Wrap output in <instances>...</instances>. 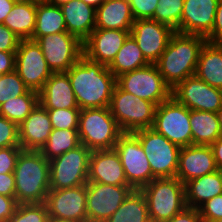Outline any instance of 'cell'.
Masks as SVG:
<instances>
[{
    "label": "cell",
    "mask_w": 222,
    "mask_h": 222,
    "mask_svg": "<svg viewBox=\"0 0 222 222\" xmlns=\"http://www.w3.org/2000/svg\"><path fill=\"white\" fill-rule=\"evenodd\" d=\"M17 0H0V23L3 24L5 18L11 12Z\"/></svg>",
    "instance_id": "f907efd6"
},
{
    "label": "cell",
    "mask_w": 222,
    "mask_h": 222,
    "mask_svg": "<svg viewBox=\"0 0 222 222\" xmlns=\"http://www.w3.org/2000/svg\"><path fill=\"white\" fill-rule=\"evenodd\" d=\"M206 39L212 44H222V0L218 2L213 29Z\"/></svg>",
    "instance_id": "ee69618b"
},
{
    "label": "cell",
    "mask_w": 222,
    "mask_h": 222,
    "mask_svg": "<svg viewBox=\"0 0 222 222\" xmlns=\"http://www.w3.org/2000/svg\"><path fill=\"white\" fill-rule=\"evenodd\" d=\"M134 189L130 185L87 182L86 212L88 222H105Z\"/></svg>",
    "instance_id": "9a60e30c"
},
{
    "label": "cell",
    "mask_w": 222,
    "mask_h": 222,
    "mask_svg": "<svg viewBox=\"0 0 222 222\" xmlns=\"http://www.w3.org/2000/svg\"><path fill=\"white\" fill-rule=\"evenodd\" d=\"M79 145L78 129H53L40 152L50 161Z\"/></svg>",
    "instance_id": "d6a6232c"
},
{
    "label": "cell",
    "mask_w": 222,
    "mask_h": 222,
    "mask_svg": "<svg viewBox=\"0 0 222 222\" xmlns=\"http://www.w3.org/2000/svg\"><path fill=\"white\" fill-rule=\"evenodd\" d=\"M129 35L125 30L95 29L83 42V56L108 67Z\"/></svg>",
    "instance_id": "ac0fdd59"
},
{
    "label": "cell",
    "mask_w": 222,
    "mask_h": 222,
    "mask_svg": "<svg viewBox=\"0 0 222 222\" xmlns=\"http://www.w3.org/2000/svg\"><path fill=\"white\" fill-rule=\"evenodd\" d=\"M149 64L138 47L137 42L130 34L112 63L108 66V69L117 78L124 73L145 67Z\"/></svg>",
    "instance_id": "4dcf8cb0"
},
{
    "label": "cell",
    "mask_w": 222,
    "mask_h": 222,
    "mask_svg": "<svg viewBox=\"0 0 222 222\" xmlns=\"http://www.w3.org/2000/svg\"><path fill=\"white\" fill-rule=\"evenodd\" d=\"M88 182L129 185L115 149L93 150L89 159Z\"/></svg>",
    "instance_id": "44dd1931"
},
{
    "label": "cell",
    "mask_w": 222,
    "mask_h": 222,
    "mask_svg": "<svg viewBox=\"0 0 222 222\" xmlns=\"http://www.w3.org/2000/svg\"><path fill=\"white\" fill-rule=\"evenodd\" d=\"M174 32L169 25L147 19L135 20L130 34L137 42L145 59L150 64H155L165 51L169 39Z\"/></svg>",
    "instance_id": "e0dca14e"
},
{
    "label": "cell",
    "mask_w": 222,
    "mask_h": 222,
    "mask_svg": "<svg viewBox=\"0 0 222 222\" xmlns=\"http://www.w3.org/2000/svg\"><path fill=\"white\" fill-rule=\"evenodd\" d=\"M219 0H184L180 33L207 37L213 29Z\"/></svg>",
    "instance_id": "ffe728a7"
},
{
    "label": "cell",
    "mask_w": 222,
    "mask_h": 222,
    "mask_svg": "<svg viewBox=\"0 0 222 222\" xmlns=\"http://www.w3.org/2000/svg\"><path fill=\"white\" fill-rule=\"evenodd\" d=\"M0 195L15 198V180L13 173L0 174Z\"/></svg>",
    "instance_id": "7dc6e473"
},
{
    "label": "cell",
    "mask_w": 222,
    "mask_h": 222,
    "mask_svg": "<svg viewBox=\"0 0 222 222\" xmlns=\"http://www.w3.org/2000/svg\"><path fill=\"white\" fill-rule=\"evenodd\" d=\"M222 194V170L203 175L185 184L186 205L199 209L211 198Z\"/></svg>",
    "instance_id": "484cf974"
},
{
    "label": "cell",
    "mask_w": 222,
    "mask_h": 222,
    "mask_svg": "<svg viewBox=\"0 0 222 222\" xmlns=\"http://www.w3.org/2000/svg\"><path fill=\"white\" fill-rule=\"evenodd\" d=\"M171 96L190 110L216 113L222 107V89L208 85L196 75L178 83Z\"/></svg>",
    "instance_id": "2e32d148"
},
{
    "label": "cell",
    "mask_w": 222,
    "mask_h": 222,
    "mask_svg": "<svg viewBox=\"0 0 222 222\" xmlns=\"http://www.w3.org/2000/svg\"><path fill=\"white\" fill-rule=\"evenodd\" d=\"M134 21L129 0L105 1L96 9L95 29L131 32Z\"/></svg>",
    "instance_id": "d4e9b609"
},
{
    "label": "cell",
    "mask_w": 222,
    "mask_h": 222,
    "mask_svg": "<svg viewBox=\"0 0 222 222\" xmlns=\"http://www.w3.org/2000/svg\"><path fill=\"white\" fill-rule=\"evenodd\" d=\"M123 131L109 107L81 109L78 122L80 144L91 151L114 149Z\"/></svg>",
    "instance_id": "5b68a950"
},
{
    "label": "cell",
    "mask_w": 222,
    "mask_h": 222,
    "mask_svg": "<svg viewBox=\"0 0 222 222\" xmlns=\"http://www.w3.org/2000/svg\"><path fill=\"white\" fill-rule=\"evenodd\" d=\"M152 128L180 148L192 145L190 109L172 96L156 107Z\"/></svg>",
    "instance_id": "9c48e42d"
},
{
    "label": "cell",
    "mask_w": 222,
    "mask_h": 222,
    "mask_svg": "<svg viewBox=\"0 0 222 222\" xmlns=\"http://www.w3.org/2000/svg\"><path fill=\"white\" fill-rule=\"evenodd\" d=\"M184 0H158L153 20L169 25L180 33V21L183 12Z\"/></svg>",
    "instance_id": "e575fe53"
},
{
    "label": "cell",
    "mask_w": 222,
    "mask_h": 222,
    "mask_svg": "<svg viewBox=\"0 0 222 222\" xmlns=\"http://www.w3.org/2000/svg\"><path fill=\"white\" fill-rule=\"evenodd\" d=\"M116 84L122 90L157 106L171 97L172 89L165 83L156 64L120 75L116 78Z\"/></svg>",
    "instance_id": "30bf717a"
},
{
    "label": "cell",
    "mask_w": 222,
    "mask_h": 222,
    "mask_svg": "<svg viewBox=\"0 0 222 222\" xmlns=\"http://www.w3.org/2000/svg\"><path fill=\"white\" fill-rule=\"evenodd\" d=\"M45 203L18 204L13 216L7 222H49Z\"/></svg>",
    "instance_id": "d590c367"
},
{
    "label": "cell",
    "mask_w": 222,
    "mask_h": 222,
    "mask_svg": "<svg viewBox=\"0 0 222 222\" xmlns=\"http://www.w3.org/2000/svg\"><path fill=\"white\" fill-rule=\"evenodd\" d=\"M15 53L0 51V75L15 70Z\"/></svg>",
    "instance_id": "c3c4849f"
},
{
    "label": "cell",
    "mask_w": 222,
    "mask_h": 222,
    "mask_svg": "<svg viewBox=\"0 0 222 222\" xmlns=\"http://www.w3.org/2000/svg\"><path fill=\"white\" fill-rule=\"evenodd\" d=\"M36 42L53 73L67 72L83 56V42L67 31L39 37Z\"/></svg>",
    "instance_id": "7c38bea8"
},
{
    "label": "cell",
    "mask_w": 222,
    "mask_h": 222,
    "mask_svg": "<svg viewBox=\"0 0 222 222\" xmlns=\"http://www.w3.org/2000/svg\"><path fill=\"white\" fill-rule=\"evenodd\" d=\"M217 170L211 146L192 144L180 149L176 178L184 185Z\"/></svg>",
    "instance_id": "d6986e66"
},
{
    "label": "cell",
    "mask_w": 222,
    "mask_h": 222,
    "mask_svg": "<svg viewBox=\"0 0 222 222\" xmlns=\"http://www.w3.org/2000/svg\"><path fill=\"white\" fill-rule=\"evenodd\" d=\"M17 206L15 198L0 195V222H7L13 216Z\"/></svg>",
    "instance_id": "f6af8a7d"
},
{
    "label": "cell",
    "mask_w": 222,
    "mask_h": 222,
    "mask_svg": "<svg viewBox=\"0 0 222 222\" xmlns=\"http://www.w3.org/2000/svg\"><path fill=\"white\" fill-rule=\"evenodd\" d=\"M29 90L15 70L0 75V105L17 96L26 94Z\"/></svg>",
    "instance_id": "8d00e7d4"
},
{
    "label": "cell",
    "mask_w": 222,
    "mask_h": 222,
    "mask_svg": "<svg viewBox=\"0 0 222 222\" xmlns=\"http://www.w3.org/2000/svg\"><path fill=\"white\" fill-rule=\"evenodd\" d=\"M13 174L18 204L45 203L50 190V164L40 151L22 150Z\"/></svg>",
    "instance_id": "3957f363"
},
{
    "label": "cell",
    "mask_w": 222,
    "mask_h": 222,
    "mask_svg": "<svg viewBox=\"0 0 222 222\" xmlns=\"http://www.w3.org/2000/svg\"><path fill=\"white\" fill-rule=\"evenodd\" d=\"M80 108L47 109L53 129H78Z\"/></svg>",
    "instance_id": "74e56055"
},
{
    "label": "cell",
    "mask_w": 222,
    "mask_h": 222,
    "mask_svg": "<svg viewBox=\"0 0 222 222\" xmlns=\"http://www.w3.org/2000/svg\"><path fill=\"white\" fill-rule=\"evenodd\" d=\"M157 105L114 87L109 109L123 133L152 128Z\"/></svg>",
    "instance_id": "8992f818"
},
{
    "label": "cell",
    "mask_w": 222,
    "mask_h": 222,
    "mask_svg": "<svg viewBox=\"0 0 222 222\" xmlns=\"http://www.w3.org/2000/svg\"><path fill=\"white\" fill-rule=\"evenodd\" d=\"M91 150L80 144L49 161L50 189H65L87 184Z\"/></svg>",
    "instance_id": "ba28073f"
},
{
    "label": "cell",
    "mask_w": 222,
    "mask_h": 222,
    "mask_svg": "<svg viewBox=\"0 0 222 222\" xmlns=\"http://www.w3.org/2000/svg\"><path fill=\"white\" fill-rule=\"evenodd\" d=\"M195 75L208 85L222 89V44L205 43Z\"/></svg>",
    "instance_id": "83f0119b"
},
{
    "label": "cell",
    "mask_w": 222,
    "mask_h": 222,
    "mask_svg": "<svg viewBox=\"0 0 222 222\" xmlns=\"http://www.w3.org/2000/svg\"><path fill=\"white\" fill-rule=\"evenodd\" d=\"M19 42L20 39L4 24L0 23V51L16 52Z\"/></svg>",
    "instance_id": "7bdbcfd3"
},
{
    "label": "cell",
    "mask_w": 222,
    "mask_h": 222,
    "mask_svg": "<svg viewBox=\"0 0 222 222\" xmlns=\"http://www.w3.org/2000/svg\"><path fill=\"white\" fill-rule=\"evenodd\" d=\"M60 8L67 32L84 42L95 30L96 9L82 0H71Z\"/></svg>",
    "instance_id": "cb8c5ba5"
},
{
    "label": "cell",
    "mask_w": 222,
    "mask_h": 222,
    "mask_svg": "<svg viewBox=\"0 0 222 222\" xmlns=\"http://www.w3.org/2000/svg\"><path fill=\"white\" fill-rule=\"evenodd\" d=\"M214 222H222V218H221V219H218V220H216V221H214Z\"/></svg>",
    "instance_id": "11a10c76"
},
{
    "label": "cell",
    "mask_w": 222,
    "mask_h": 222,
    "mask_svg": "<svg viewBox=\"0 0 222 222\" xmlns=\"http://www.w3.org/2000/svg\"><path fill=\"white\" fill-rule=\"evenodd\" d=\"M202 222H214L222 218V194L217 195L207 202H205L200 208Z\"/></svg>",
    "instance_id": "ab89813d"
},
{
    "label": "cell",
    "mask_w": 222,
    "mask_h": 222,
    "mask_svg": "<svg viewBox=\"0 0 222 222\" xmlns=\"http://www.w3.org/2000/svg\"><path fill=\"white\" fill-rule=\"evenodd\" d=\"M82 1L94 7L95 9H97L99 5L103 2V0H82Z\"/></svg>",
    "instance_id": "816d5d0a"
},
{
    "label": "cell",
    "mask_w": 222,
    "mask_h": 222,
    "mask_svg": "<svg viewBox=\"0 0 222 222\" xmlns=\"http://www.w3.org/2000/svg\"><path fill=\"white\" fill-rule=\"evenodd\" d=\"M151 222L170 220L186 205L185 185L176 177L155 178L142 187Z\"/></svg>",
    "instance_id": "277c9868"
},
{
    "label": "cell",
    "mask_w": 222,
    "mask_h": 222,
    "mask_svg": "<svg viewBox=\"0 0 222 222\" xmlns=\"http://www.w3.org/2000/svg\"><path fill=\"white\" fill-rule=\"evenodd\" d=\"M66 31L60 6L37 0L35 29L31 39L36 41L39 37Z\"/></svg>",
    "instance_id": "f546056e"
},
{
    "label": "cell",
    "mask_w": 222,
    "mask_h": 222,
    "mask_svg": "<svg viewBox=\"0 0 222 222\" xmlns=\"http://www.w3.org/2000/svg\"><path fill=\"white\" fill-rule=\"evenodd\" d=\"M37 0H17L3 24L20 40L31 39L35 29Z\"/></svg>",
    "instance_id": "4316f807"
},
{
    "label": "cell",
    "mask_w": 222,
    "mask_h": 222,
    "mask_svg": "<svg viewBox=\"0 0 222 222\" xmlns=\"http://www.w3.org/2000/svg\"><path fill=\"white\" fill-rule=\"evenodd\" d=\"M215 163L218 170H222V136H220L212 145Z\"/></svg>",
    "instance_id": "681fc988"
},
{
    "label": "cell",
    "mask_w": 222,
    "mask_h": 222,
    "mask_svg": "<svg viewBox=\"0 0 222 222\" xmlns=\"http://www.w3.org/2000/svg\"><path fill=\"white\" fill-rule=\"evenodd\" d=\"M38 93L39 103L45 109L79 108L65 72L53 73Z\"/></svg>",
    "instance_id": "603a6c76"
},
{
    "label": "cell",
    "mask_w": 222,
    "mask_h": 222,
    "mask_svg": "<svg viewBox=\"0 0 222 222\" xmlns=\"http://www.w3.org/2000/svg\"><path fill=\"white\" fill-rule=\"evenodd\" d=\"M114 149L119 155L127 182L134 190H140L155 179L143 147L133 133H123Z\"/></svg>",
    "instance_id": "8fae6325"
},
{
    "label": "cell",
    "mask_w": 222,
    "mask_h": 222,
    "mask_svg": "<svg viewBox=\"0 0 222 222\" xmlns=\"http://www.w3.org/2000/svg\"><path fill=\"white\" fill-rule=\"evenodd\" d=\"M52 130L47 109L38 103L26 119L18 125L20 147L23 150L40 151Z\"/></svg>",
    "instance_id": "7402d4cb"
},
{
    "label": "cell",
    "mask_w": 222,
    "mask_h": 222,
    "mask_svg": "<svg viewBox=\"0 0 222 222\" xmlns=\"http://www.w3.org/2000/svg\"><path fill=\"white\" fill-rule=\"evenodd\" d=\"M86 184L65 189H50L45 204L50 220L88 222Z\"/></svg>",
    "instance_id": "5bb4252c"
},
{
    "label": "cell",
    "mask_w": 222,
    "mask_h": 222,
    "mask_svg": "<svg viewBox=\"0 0 222 222\" xmlns=\"http://www.w3.org/2000/svg\"><path fill=\"white\" fill-rule=\"evenodd\" d=\"M140 141L155 178L176 177L180 147L153 128L133 133Z\"/></svg>",
    "instance_id": "52a82bcc"
},
{
    "label": "cell",
    "mask_w": 222,
    "mask_h": 222,
    "mask_svg": "<svg viewBox=\"0 0 222 222\" xmlns=\"http://www.w3.org/2000/svg\"><path fill=\"white\" fill-rule=\"evenodd\" d=\"M192 144L211 146L220 136L221 127L216 113L190 110Z\"/></svg>",
    "instance_id": "f1b7e54d"
},
{
    "label": "cell",
    "mask_w": 222,
    "mask_h": 222,
    "mask_svg": "<svg viewBox=\"0 0 222 222\" xmlns=\"http://www.w3.org/2000/svg\"><path fill=\"white\" fill-rule=\"evenodd\" d=\"M105 222H151L147 201L141 190H133Z\"/></svg>",
    "instance_id": "1f68e13d"
},
{
    "label": "cell",
    "mask_w": 222,
    "mask_h": 222,
    "mask_svg": "<svg viewBox=\"0 0 222 222\" xmlns=\"http://www.w3.org/2000/svg\"><path fill=\"white\" fill-rule=\"evenodd\" d=\"M39 103V93L29 90L0 105V115L17 125L21 124Z\"/></svg>",
    "instance_id": "836d02e7"
},
{
    "label": "cell",
    "mask_w": 222,
    "mask_h": 222,
    "mask_svg": "<svg viewBox=\"0 0 222 222\" xmlns=\"http://www.w3.org/2000/svg\"><path fill=\"white\" fill-rule=\"evenodd\" d=\"M129 4L135 20H153L158 0H129Z\"/></svg>",
    "instance_id": "60d3db41"
},
{
    "label": "cell",
    "mask_w": 222,
    "mask_h": 222,
    "mask_svg": "<svg viewBox=\"0 0 222 222\" xmlns=\"http://www.w3.org/2000/svg\"><path fill=\"white\" fill-rule=\"evenodd\" d=\"M80 109L109 107L116 77L107 66L82 56L67 72Z\"/></svg>",
    "instance_id": "6da1fadb"
},
{
    "label": "cell",
    "mask_w": 222,
    "mask_h": 222,
    "mask_svg": "<svg viewBox=\"0 0 222 222\" xmlns=\"http://www.w3.org/2000/svg\"><path fill=\"white\" fill-rule=\"evenodd\" d=\"M207 39L200 35L174 32L165 51L155 63L165 83L173 89L195 75L199 54Z\"/></svg>",
    "instance_id": "7a4b0ae2"
},
{
    "label": "cell",
    "mask_w": 222,
    "mask_h": 222,
    "mask_svg": "<svg viewBox=\"0 0 222 222\" xmlns=\"http://www.w3.org/2000/svg\"><path fill=\"white\" fill-rule=\"evenodd\" d=\"M20 146L18 125L0 115V148Z\"/></svg>",
    "instance_id": "f35d334b"
},
{
    "label": "cell",
    "mask_w": 222,
    "mask_h": 222,
    "mask_svg": "<svg viewBox=\"0 0 222 222\" xmlns=\"http://www.w3.org/2000/svg\"><path fill=\"white\" fill-rule=\"evenodd\" d=\"M220 127H221V136H222V107L216 112Z\"/></svg>",
    "instance_id": "db71d44e"
},
{
    "label": "cell",
    "mask_w": 222,
    "mask_h": 222,
    "mask_svg": "<svg viewBox=\"0 0 222 222\" xmlns=\"http://www.w3.org/2000/svg\"><path fill=\"white\" fill-rule=\"evenodd\" d=\"M15 71L25 85L39 92L53 74L48 67L40 45L32 39H22L15 53Z\"/></svg>",
    "instance_id": "4fadbf2b"
},
{
    "label": "cell",
    "mask_w": 222,
    "mask_h": 222,
    "mask_svg": "<svg viewBox=\"0 0 222 222\" xmlns=\"http://www.w3.org/2000/svg\"><path fill=\"white\" fill-rule=\"evenodd\" d=\"M22 150L20 146L0 148V174L14 172L17 158Z\"/></svg>",
    "instance_id": "b9f144b4"
},
{
    "label": "cell",
    "mask_w": 222,
    "mask_h": 222,
    "mask_svg": "<svg viewBox=\"0 0 222 222\" xmlns=\"http://www.w3.org/2000/svg\"><path fill=\"white\" fill-rule=\"evenodd\" d=\"M45 1L53 5L61 6L62 4H65L71 0H45Z\"/></svg>",
    "instance_id": "f5cc1de1"
},
{
    "label": "cell",
    "mask_w": 222,
    "mask_h": 222,
    "mask_svg": "<svg viewBox=\"0 0 222 222\" xmlns=\"http://www.w3.org/2000/svg\"><path fill=\"white\" fill-rule=\"evenodd\" d=\"M163 222H202L199 209L186 207L183 211L176 214L170 220Z\"/></svg>",
    "instance_id": "bcb514c9"
}]
</instances>
